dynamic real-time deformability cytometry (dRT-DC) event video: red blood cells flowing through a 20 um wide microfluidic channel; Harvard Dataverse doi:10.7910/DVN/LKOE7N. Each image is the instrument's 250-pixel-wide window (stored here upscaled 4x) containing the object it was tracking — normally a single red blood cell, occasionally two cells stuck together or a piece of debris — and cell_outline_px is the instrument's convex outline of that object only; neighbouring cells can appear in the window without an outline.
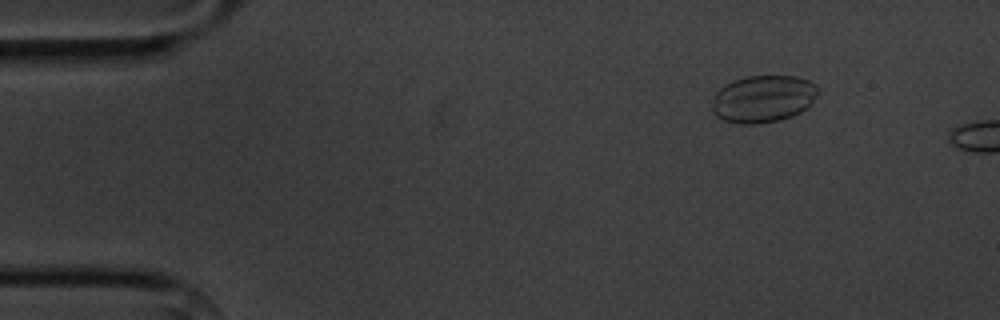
{"species": "common noctule bat (a hibernating species)", "species_latin": "Nyctalus noctula", "temperature_condition": "cold", "stored_images_in_passage": 2, "camera_frame_rate_fps": 3000, "um_per_image_px": 0.085, "animal": {"sex": "male", "body_mass_g": 20.1, "forearm_length_mm": 53.5}, "frame": {"image": 1, "passage_image": 1, "time_ms": 0.0, "image_size_px": [1000, 320], "cell_outline_px": [[820, 92], [800, 112], [792, 116], [780, 120], [756, 124], [740, 124], [724, 120], [716, 116], [712, 108], [716, 92], [724, 84], [732, 80], [744, 76], [796, 76], [808, 80], [816, 84]], "centroid_in_image_um": [64.86, 8.39], "position_along_channel_um": 20.1, "area_um2": 29.13}}